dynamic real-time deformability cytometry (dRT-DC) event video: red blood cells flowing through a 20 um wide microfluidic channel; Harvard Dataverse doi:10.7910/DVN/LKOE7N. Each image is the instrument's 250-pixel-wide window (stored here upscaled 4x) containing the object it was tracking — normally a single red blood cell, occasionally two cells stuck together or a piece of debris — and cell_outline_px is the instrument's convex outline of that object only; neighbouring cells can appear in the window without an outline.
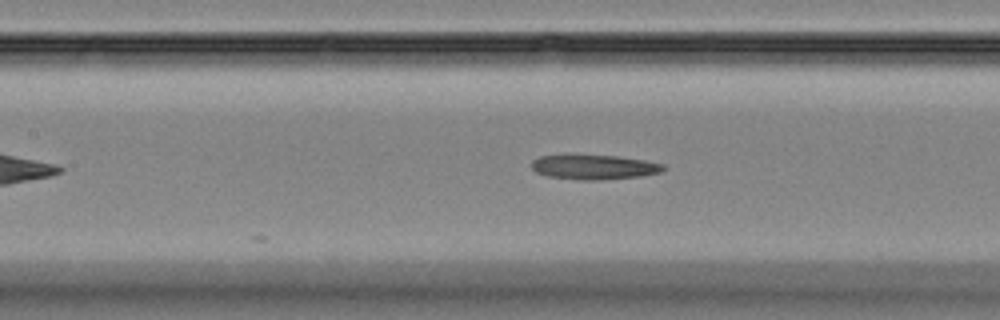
{"species": "Egyptian fruit bat (a non-hibernating species)", "species_latin": "Rousettus aegyptiacus", "temperature_condition": "room temperature", "stored_images_in_passage": 24, "camera_frame_rate_fps": 3000, "um_per_image_px": 0.085, "animal": {"sex": "female"}, "frame": {"image": 1, "passage_image": 11, "time_ms": 3.333, "image_size_px": [1000, 320], "cell_outline_px": [[668, 168], [660, 172], [640, 176], [600, 180], [580, 180], [548, 176], [536, 172], [532, 168], [532, 160], [540, 156], [620, 156], [644, 160], [664, 164]], "centroid_in_image_um": [50.54, 14.21], "position_along_channel_um": 156.9, "area_um2": 18.67}}
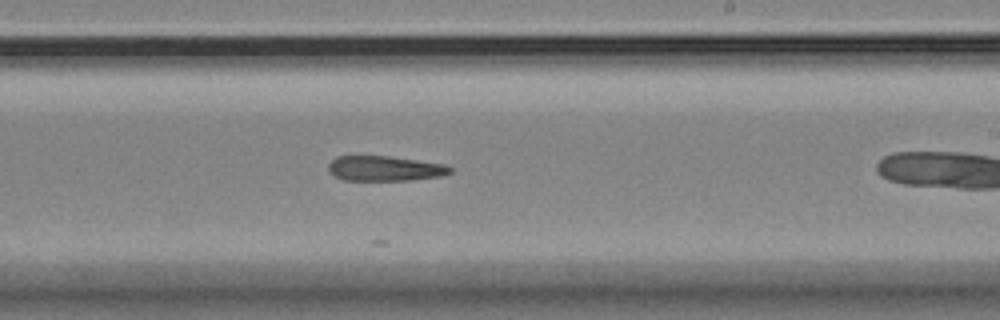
{"frame": {"image": 2, "passage_image": 19, "time_ms": 6.0, "image_size_px": [1000, 320], "cell_outline_px": [[452, 172], [440, 176], [412, 180], [344, 180], [328, 172], [328, 164], [336, 156], [388, 156], [444, 164], [452, 168]], "centroid_in_image_um": [32.68, 14.32], "position_along_channel_um": 256.3, "area_um2": 17.69}}
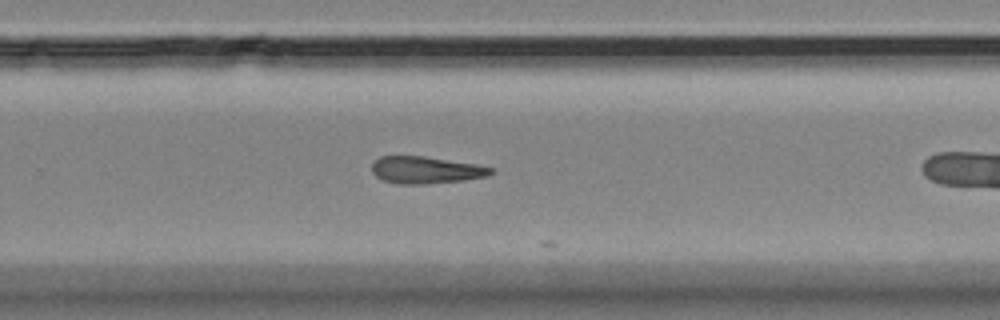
{"frame": {"image": 3, "passage_image": 22, "time_ms": 7.0, "image_size_px": [1000, 320], "cell_outline_px": [[492, 172], [488, 176], [464, 180], [424, 184], [400, 184], [384, 180], [376, 176], [372, 172], [372, 164], [380, 156], [424, 156], [476, 164], [492, 168]], "centroid_in_image_um": [36.18, 14.45], "position_along_channel_um": 293.6, "area_um2": 18.61}}